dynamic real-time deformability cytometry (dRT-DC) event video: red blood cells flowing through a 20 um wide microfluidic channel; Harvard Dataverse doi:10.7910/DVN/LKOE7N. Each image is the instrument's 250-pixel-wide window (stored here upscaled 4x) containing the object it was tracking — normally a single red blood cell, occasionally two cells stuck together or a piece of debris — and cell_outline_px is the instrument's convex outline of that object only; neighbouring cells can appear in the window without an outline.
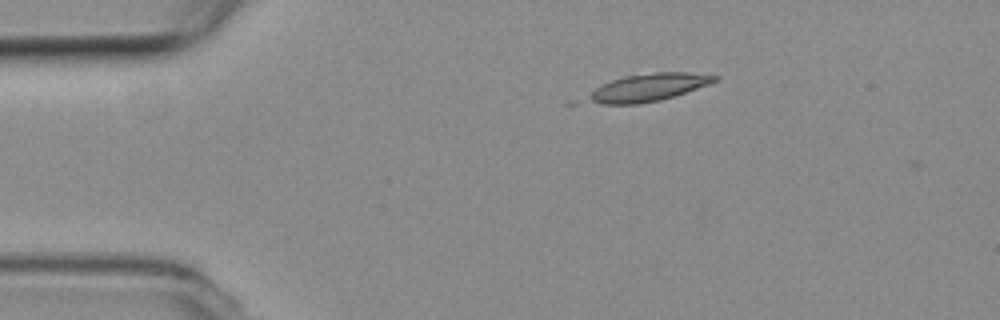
{"species": "common noctule bat (a hibernating species)", "species_latin": "Nyctalus noctula", "temperature_condition": "room temperature", "stored_images_in_passage": 11, "camera_frame_rate_fps": 3000, "um_per_image_px": 0.085, "animal": {"sex": "female", "body_mass_g": 19.3, "forearm_length_mm": 54.1}, "frame": {"image": 1, "passage_image": 1, "time_ms": 0.0, "image_size_px": [1000, 320], "cell_outline_px": [[720, 80], [676, 96], [660, 100], [640, 104], [604, 104], [592, 100], [592, 92], [596, 88], [612, 80], [624, 76], [656, 72], [688, 72], [720, 76]], "centroid_in_image_um": [55.25, 7.41], "position_along_channel_um": 29.7, "area_um2": 20.0}}
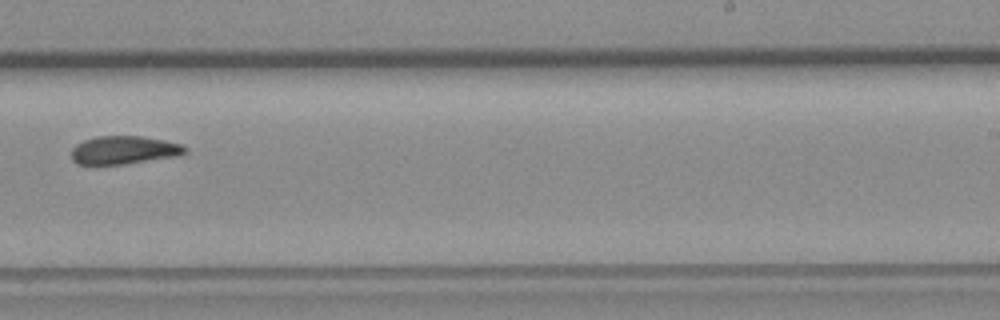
{"frame": {"image": 2, "passage_image": 7, "time_ms": 2.0, "image_size_px": [1000, 320], "cell_outline_px": [[188, 152], [176, 156], [124, 164], [76, 164], [72, 160], [72, 148], [76, 144], [84, 140], [96, 136], [140, 136], [164, 140], [180, 144], [188, 148]], "centroid_in_image_um": [10.53, 12.75], "position_along_channel_um": 278.5, "area_um2": 18.61}}
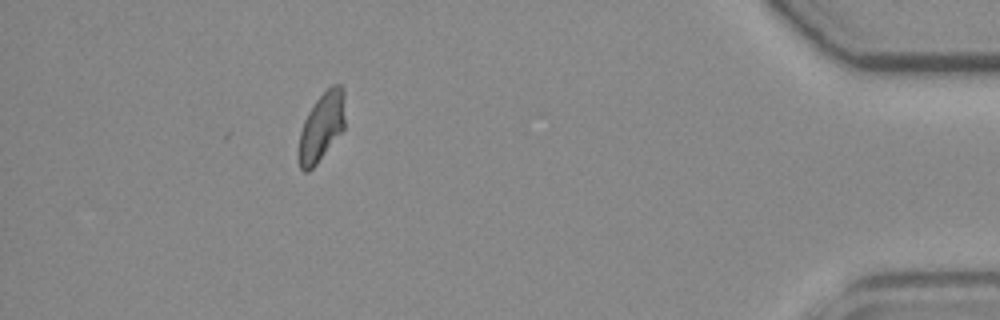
{"frame": {"image": 3, "passage_image": 11, "time_ms": 3.333, "image_size_px": [1000, 320], "cell_outline_px": [[344, 128], [316, 164], [308, 172], [304, 172], [300, 168], [300, 132], [304, 120], [308, 112], [316, 100], [332, 84], [340, 84], [344, 88]], "centroid_in_image_um": [27.35, 10.74], "position_along_channel_um": 407.8, "area_um2": 18.03}}